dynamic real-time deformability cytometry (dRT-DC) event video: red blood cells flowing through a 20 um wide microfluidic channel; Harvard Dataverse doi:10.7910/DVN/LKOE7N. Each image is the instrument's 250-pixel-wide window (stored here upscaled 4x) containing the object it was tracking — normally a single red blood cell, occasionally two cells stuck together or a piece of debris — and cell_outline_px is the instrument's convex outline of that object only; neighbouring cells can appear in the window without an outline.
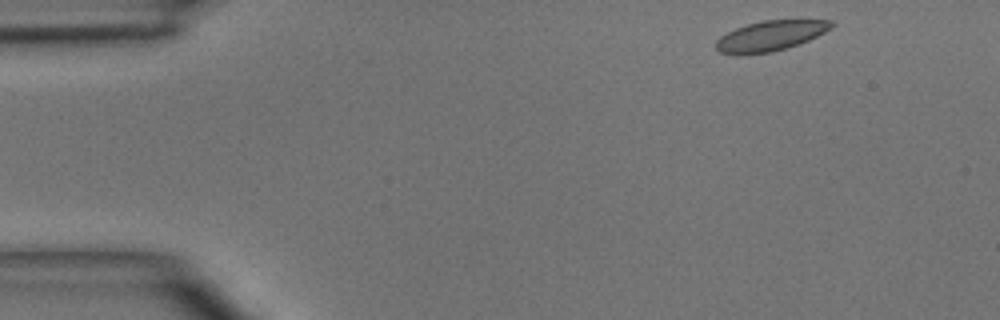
{"species": "common noctule bat (a hibernating species)", "species_latin": "Nyctalus noctula", "temperature_condition": "room temperature", "stored_images_in_passage": 3, "camera_frame_rate_fps": 3000, "um_per_image_px": 0.085, "animal": {"sex": "male", "body_mass_g": 15.6}, "frame": {"image": 1, "passage_image": 1, "time_ms": 0.0, "image_size_px": [1000, 320], "cell_outline_px": [[836, 24], [832, 28], [808, 40], [772, 52], [736, 56], [720, 52], [716, 48], [716, 40], [720, 36], [736, 28], [748, 24], [764, 20], [832, 20]], "centroid_in_image_um": [65.46, 3.05], "position_along_channel_um": 19.5, "area_um2": 20.29}}